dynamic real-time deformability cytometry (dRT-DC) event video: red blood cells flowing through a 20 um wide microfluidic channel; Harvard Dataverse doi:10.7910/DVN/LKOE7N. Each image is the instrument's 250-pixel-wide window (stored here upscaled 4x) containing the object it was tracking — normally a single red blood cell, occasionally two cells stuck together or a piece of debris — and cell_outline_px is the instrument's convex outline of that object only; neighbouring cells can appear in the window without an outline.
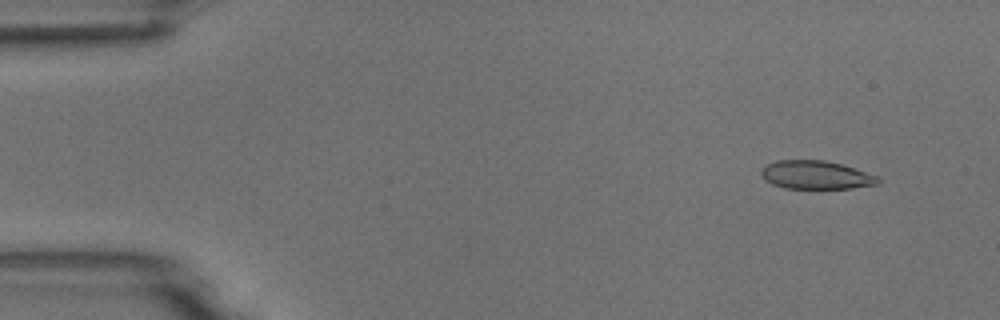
{"species": "common noctule bat (a hibernating species)", "species_latin": "Nyctalus noctula", "temperature_condition": "room temperature", "stored_images_in_passage": 4, "camera_frame_rate_fps": 3000, "um_per_image_px": 0.085, "animal": {"sex": "male", "body_mass_g": 18.8}, "frame": {"image": 1, "passage_image": 1, "time_ms": 0.0, "image_size_px": [1000, 320], "cell_outline_px": [[880, 180], [876, 184], [852, 188], [784, 188], [772, 184], [764, 180], [760, 172], [768, 164], [776, 160], [824, 160], [840, 164], [880, 176]], "centroid_in_image_um": [69.35, 14.87], "position_along_channel_um": 15.7, "area_um2": 19.19}}
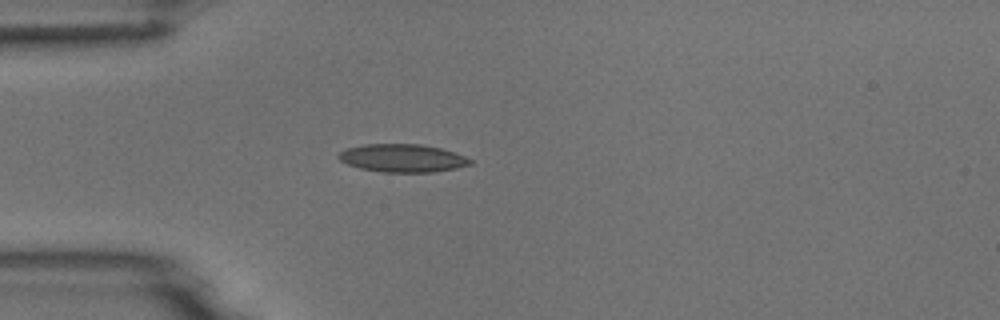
{"frame": {"image": 2, "passage_image": 4, "time_ms": 3.333, "image_size_px": [1000, 320], "cell_outline_px": [[472, 164], [456, 168], [432, 172], [380, 172], [360, 168], [348, 164], [340, 160], [336, 156], [340, 152], [348, 148], [364, 144], [420, 144], [440, 148], [464, 156], [472, 160]], "centroid_in_image_um": [34.19, 13.44], "position_along_channel_um": 50.8, "area_um2": 21.33}}